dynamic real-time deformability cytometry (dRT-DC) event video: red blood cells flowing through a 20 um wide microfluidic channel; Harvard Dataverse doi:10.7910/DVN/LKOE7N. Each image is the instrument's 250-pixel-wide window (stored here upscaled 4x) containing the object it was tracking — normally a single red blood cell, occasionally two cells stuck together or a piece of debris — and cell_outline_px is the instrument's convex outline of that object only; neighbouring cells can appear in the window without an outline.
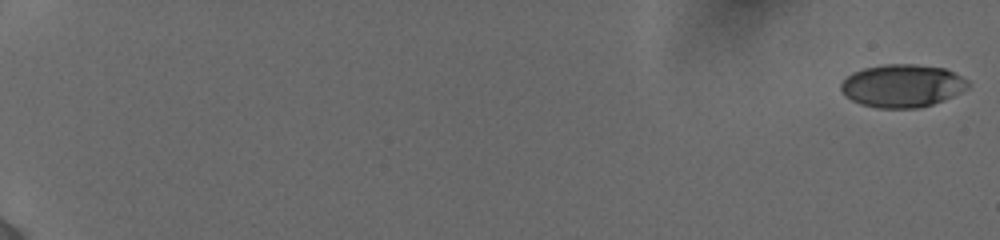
{"species": "human", "species_latin": "Homo sapiens", "temperature_condition": "cold", "stored_images_in_passage": 56, "camera_frame_rate_fps": 3000, "um_per_image_px": 0.085, "donor": {"sex": "female"}, "frame": {"image": 1, "passage_image": 1, "time_ms": 0.0, "image_size_px": [1000, 240], "cell_outline_px": [[968, 88], [944, 100], [932, 104], [916, 108], [876, 108], [860, 104], [844, 96], [840, 88], [840, 84], [852, 72], [864, 68], [884, 64], [916, 64], [944, 68], [968, 80]], "centroid_in_image_um": [76.66, 7.29], "position_along_channel_um": 8.3, "area_um2": 31.73}}
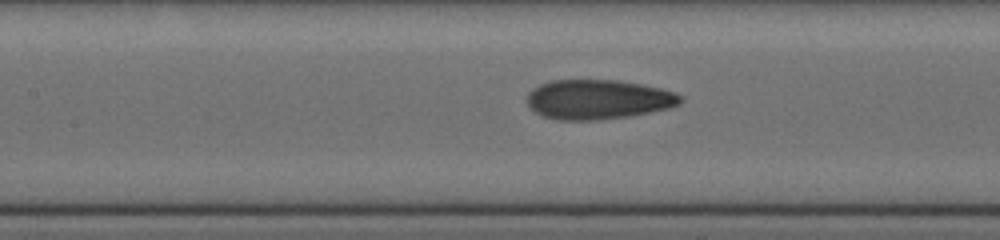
{"frame": {"image": 2, "passage_image": 30, "time_ms": 9.667, "image_size_px": [1000, 240], "cell_outline_px": [[680, 104], [668, 108], [628, 116], [596, 120], [560, 120], [540, 116], [528, 108], [528, 92], [532, 88], [540, 84], [552, 80], [616, 80], [640, 84], [660, 88], [676, 92], [680, 96]], "centroid_in_image_um": [50.78, 8.45], "position_along_channel_um": 156.6, "area_um2": 35.37}}
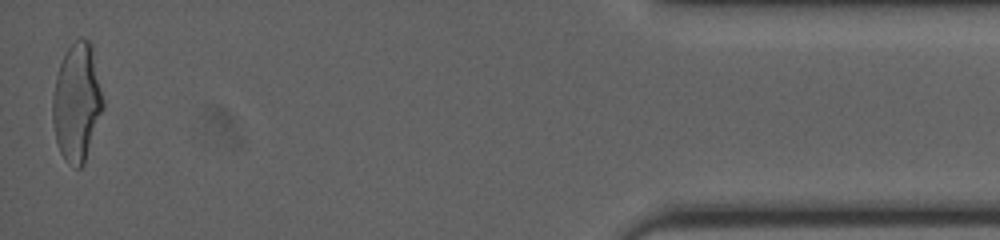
{"frame": {"image": 3, "passage_image": 56, "time_ms": 18.333, "image_size_px": [1000, 240], "cell_outline_px": [[104, 108], [84, 164], [80, 168], [76, 168], [68, 164], [60, 152], [56, 140], [52, 120], [52, 100], [56, 76], [60, 64], [68, 48], [76, 40], [88, 40], [92, 44], [104, 100]], "centroid_in_image_um": [6.55, 8.74], "position_along_channel_um": 428.7, "area_um2": 34.74}, "authors_computed_cell_mechanics": {"area_um2": 33.7263, "velocity_mm_per_s": 3.8936, "shape_relaxation_time_tau1_ms": 4.7904, "shape_relaxation_time_tau2_ms": 1.2078, "deformation_change_tau1": 0.1828, "deformation_change_tau2": 0.0784}}